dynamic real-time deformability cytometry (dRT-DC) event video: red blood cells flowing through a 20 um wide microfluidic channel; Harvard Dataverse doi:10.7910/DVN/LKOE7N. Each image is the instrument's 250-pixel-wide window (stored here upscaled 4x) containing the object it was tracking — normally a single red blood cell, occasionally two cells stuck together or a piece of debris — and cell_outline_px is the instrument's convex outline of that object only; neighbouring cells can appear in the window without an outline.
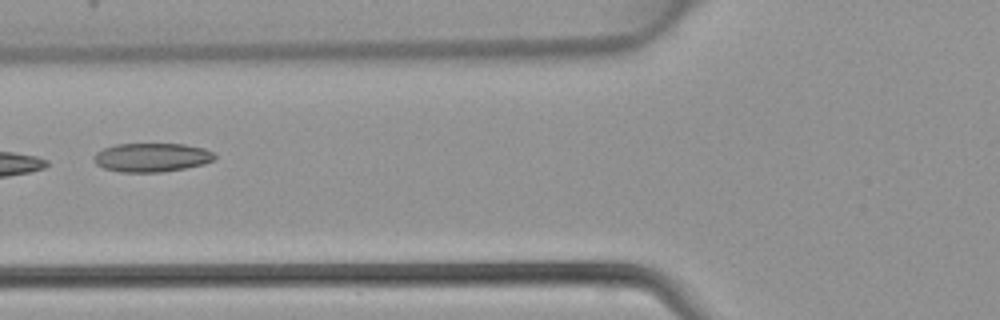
{"species": "common noctule bat (a hibernating species)", "species_latin": "Nyctalus noctula", "temperature_condition": "warm", "stored_images_in_passage": 3, "camera_frame_rate_fps": 3000, "um_per_image_px": 0.085, "animal": {"sex": "female", "body_mass_g": 22.7, "forearm_length_mm": 54.2}, "frame": {"image": 1, "passage_image": 3, "time_ms": 0.667, "image_size_px": [1000, 320], "cell_outline_px": [[216, 160], [204, 164], [164, 172], [120, 172], [104, 168], [96, 164], [92, 160], [92, 156], [96, 152], [104, 148], [116, 144], [184, 144], [204, 148], [212, 152], [216, 156]], "centroid_in_image_um": [12.89, 13.38], "position_along_channel_um": 112.9, "area_um2": 20.46}}